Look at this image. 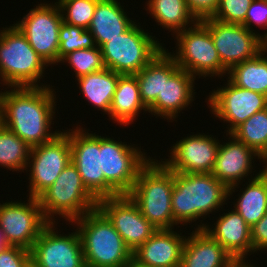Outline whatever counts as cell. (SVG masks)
<instances>
[{
    "label": "cell",
    "mask_w": 267,
    "mask_h": 267,
    "mask_svg": "<svg viewBox=\"0 0 267 267\" xmlns=\"http://www.w3.org/2000/svg\"><path fill=\"white\" fill-rule=\"evenodd\" d=\"M63 22L88 29L99 0H56Z\"/></svg>",
    "instance_id": "obj_34"
},
{
    "label": "cell",
    "mask_w": 267,
    "mask_h": 267,
    "mask_svg": "<svg viewBox=\"0 0 267 267\" xmlns=\"http://www.w3.org/2000/svg\"><path fill=\"white\" fill-rule=\"evenodd\" d=\"M142 103L149 109L163 88V49L138 73L135 74Z\"/></svg>",
    "instance_id": "obj_32"
},
{
    "label": "cell",
    "mask_w": 267,
    "mask_h": 267,
    "mask_svg": "<svg viewBox=\"0 0 267 267\" xmlns=\"http://www.w3.org/2000/svg\"><path fill=\"white\" fill-rule=\"evenodd\" d=\"M252 254L267 251V213L251 228Z\"/></svg>",
    "instance_id": "obj_39"
},
{
    "label": "cell",
    "mask_w": 267,
    "mask_h": 267,
    "mask_svg": "<svg viewBox=\"0 0 267 267\" xmlns=\"http://www.w3.org/2000/svg\"><path fill=\"white\" fill-rule=\"evenodd\" d=\"M262 51L267 55V35L263 37V48Z\"/></svg>",
    "instance_id": "obj_44"
},
{
    "label": "cell",
    "mask_w": 267,
    "mask_h": 267,
    "mask_svg": "<svg viewBox=\"0 0 267 267\" xmlns=\"http://www.w3.org/2000/svg\"><path fill=\"white\" fill-rule=\"evenodd\" d=\"M254 25L265 29L264 33H266H262L263 37L267 35V0H253L248 8L243 26L258 33L257 30L252 29Z\"/></svg>",
    "instance_id": "obj_37"
},
{
    "label": "cell",
    "mask_w": 267,
    "mask_h": 267,
    "mask_svg": "<svg viewBox=\"0 0 267 267\" xmlns=\"http://www.w3.org/2000/svg\"><path fill=\"white\" fill-rule=\"evenodd\" d=\"M213 136L200 132L186 136L170 147L169 158L161 162L173 172L211 173L221 142Z\"/></svg>",
    "instance_id": "obj_19"
},
{
    "label": "cell",
    "mask_w": 267,
    "mask_h": 267,
    "mask_svg": "<svg viewBox=\"0 0 267 267\" xmlns=\"http://www.w3.org/2000/svg\"><path fill=\"white\" fill-rule=\"evenodd\" d=\"M174 172L160 160L151 158L139 171L131 191L127 194L142 215L157 229H174L171 207Z\"/></svg>",
    "instance_id": "obj_4"
},
{
    "label": "cell",
    "mask_w": 267,
    "mask_h": 267,
    "mask_svg": "<svg viewBox=\"0 0 267 267\" xmlns=\"http://www.w3.org/2000/svg\"><path fill=\"white\" fill-rule=\"evenodd\" d=\"M55 224L50 222L42 230L30 250L31 257L41 267H86L78 230L59 234Z\"/></svg>",
    "instance_id": "obj_17"
},
{
    "label": "cell",
    "mask_w": 267,
    "mask_h": 267,
    "mask_svg": "<svg viewBox=\"0 0 267 267\" xmlns=\"http://www.w3.org/2000/svg\"><path fill=\"white\" fill-rule=\"evenodd\" d=\"M221 215L219 214L213 224L215 227L207 223L202 224L201 220L195 229L207 232L235 260H246L247 255L252 254L251 228L234 209Z\"/></svg>",
    "instance_id": "obj_22"
},
{
    "label": "cell",
    "mask_w": 267,
    "mask_h": 267,
    "mask_svg": "<svg viewBox=\"0 0 267 267\" xmlns=\"http://www.w3.org/2000/svg\"><path fill=\"white\" fill-rule=\"evenodd\" d=\"M70 225L76 227L80 235L86 267L132 266L133 252L98 208Z\"/></svg>",
    "instance_id": "obj_3"
},
{
    "label": "cell",
    "mask_w": 267,
    "mask_h": 267,
    "mask_svg": "<svg viewBox=\"0 0 267 267\" xmlns=\"http://www.w3.org/2000/svg\"><path fill=\"white\" fill-rule=\"evenodd\" d=\"M222 87L212 90L206 98L209 111L221 119L223 123H228L226 136L231 134L239 125L244 123L256 112L267 108V96L250 91L232 84L227 80Z\"/></svg>",
    "instance_id": "obj_16"
},
{
    "label": "cell",
    "mask_w": 267,
    "mask_h": 267,
    "mask_svg": "<svg viewBox=\"0 0 267 267\" xmlns=\"http://www.w3.org/2000/svg\"><path fill=\"white\" fill-rule=\"evenodd\" d=\"M24 267H41V265L37 261H35L32 257H30L26 261Z\"/></svg>",
    "instance_id": "obj_43"
},
{
    "label": "cell",
    "mask_w": 267,
    "mask_h": 267,
    "mask_svg": "<svg viewBox=\"0 0 267 267\" xmlns=\"http://www.w3.org/2000/svg\"><path fill=\"white\" fill-rule=\"evenodd\" d=\"M176 41V52L169 54L179 68L187 71L195 78L221 77L228 71L223 67L214 46L210 31L198 21L194 26L173 35Z\"/></svg>",
    "instance_id": "obj_8"
},
{
    "label": "cell",
    "mask_w": 267,
    "mask_h": 267,
    "mask_svg": "<svg viewBox=\"0 0 267 267\" xmlns=\"http://www.w3.org/2000/svg\"><path fill=\"white\" fill-rule=\"evenodd\" d=\"M30 257V250L9 245L0 253V267H24Z\"/></svg>",
    "instance_id": "obj_38"
},
{
    "label": "cell",
    "mask_w": 267,
    "mask_h": 267,
    "mask_svg": "<svg viewBox=\"0 0 267 267\" xmlns=\"http://www.w3.org/2000/svg\"><path fill=\"white\" fill-rule=\"evenodd\" d=\"M48 66L14 24L0 30L1 85L3 83L9 89L50 86L40 84V79L44 78L43 74Z\"/></svg>",
    "instance_id": "obj_5"
},
{
    "label": "cell",
    "mask_w": 267,
    "mask_h": 267,
    "mask_svg": "<svg viewBox=\"0 0 267 267\" xmlns=\"http://www.w3.org/2000/svg\"><path fill=\"white\" fill-rule=\"evenodd\" d=\"M63 23L57 2L40 3L14 25L30 46L50 66L58 65L59 30Z\"/></svg>",
    "instance_id": "obj_9"
},
{
    "label": "cell",
    "mask_w": 267,
    "mask_h": 267,
    "mask_svg": "<svg viewBox=\"0 0 267 267\" xmlns=\"http://www.w3.org/2000/svg\"><path fill=\"white\" fill-rule=\"evenodd\" d=\"M59 42L58 63L75 50L97 47L95 39L88 29L64 22L59 30Z\"/></svg>",
    "instance_id": "obj_33"
},
{
    "label": "cell",
    "mask_w": 267,
    "mask_h": 267,
    "mask_svg": "<svg viewBox=\"0 0 267 267\" xmlns=\"http://www.w3.org/2000/svg\"><path fill=\"white\" fill-rule=\"evenodd\" d=\"M262 163L265 164L262 167H264V169H267V153L262 157Z\"/></svg>",
    "instance_id": "obj_45"
},
{
    "label": "cell",
    "mask_w": 267,
    "mask_h": 267,
    "mask_svg": "<svg viewBox=\"0 0 267 267\" xmlns=\"http://www.w3.org/2000/svg\"><path fill=\"white\" fill-rule=\"evenodd\" d=\"M226 76L235 86L267 96V55L262 51L253 59L238 63Z\"/></svg>",
    "instance_id": "obj_29"
},
{
    "label": "cell",
    "mask_w": 267,
    "mask_h": 267,
    "mask_svg": "<svg viewBox=\"0 0 267 267\" xmlns=\"http://www.w3.org/2000/svg\"><path fill=\"white\" fill-rule=\"evenodd\" d=\"M121 4L118 0L98 1L88 28L98 47L123 34L135 23Z\"/></svg>",
    "instance_id": "obj_24"
},
{
    "label": "cell",
    "mask_w": 267,
    "mask_h": 267,
    "mask_svg": "<svg viewBox=\"0 0 267 267\" xmlns=\"http://www.w3.org/2000/svg\"><path fill=\"white\" fill-rule=\"evenodd\" d=\"M6 246H9L4 237L3 231L0 229V253L4 250Z\"/></svg>",
    "instance_id": "obj_42"
},
{
    "label": "cell",
    "mask_w": 267,
    "mask_h": 267,
    "mask_svg": "<svg viewBox=\"0 0 267 267\" xmlns=\"http://www.w3.org/2000/svg\"><path fill=\"white\" fill-rule=\"evenodd\" d=\"M231 134L263 157L267 153V108L253 114Z\"/></svg>",
    "instance_id": "obj_31"
},
{
    "label": "cell",
    "mask_w": 267,
    "mask_h": 267,
    "mask_svg": "<svg viewBox=\"0 0 267 267\" xmlns=\"http://www.w3.org/2000/svg\"><path fill=\"white\" fill-rule=\"evenodd\" d=\"M71 161L69 129L63 130L53 140L31 147L28 166L29 196L38 198L58 178ZM29 167V168H28Z\"/></svg>",
    "instance_id": "obj_12"
},
{
    "label": "cell",
    "mask_w": 267,
    "mask_h": 267,
    "mask_svg": "<svg viewBox=\"0 0 267 267\" xmlns=\"http://www.w3.org/2000/svg\"><path fill=\"white\" fill-rule=\"evenodd\" d=\"M140 25L135 22L126 32L100 47L107 69L121 75H135L165 47Z\"/></svg>",
    "instance_id": "obj_7"
},
{
    "label": "cell",
    "mask_w": 267,
    "mask_h": 267,
    "mask_svg": "<svg viewBox=\"0 0 267 267\" xmlns=\"http://www.w3.org/2000/svg\"><path fill=\"white\" fill-rule=\"evenodd\" d=\"M134 145L101 136V169L105 180L120 195H127L131 191L139 171L152 158L141 151V146Z\"/></svg>",
    "instance_id": "obj_10"
},
{
    "label": "cell",
    "mask_w": 267,
    "mask_h": 267,
    "mask_svg": "<svg viewBox=\"0 0 267 267\" xmlns=\"http://www.w3.org/2000/svg\"><path fill=\"white\" fill-rule=\"evenodd\" d=\"M185 234L159 229L133 252L131 267H180Z\"/></svg>",
    "instance_id": "obj_21"
},
{
    "label": "cell",
    "mask_w": 267,
    "mask_h": 267,
    "mask_svg": "<svg viewBox=\"0 0 267 267\" xmlns=\"http://www.w3.org/2000/svg\"><path fill=\"white\" fill-rule=\"evenodd\" d=\"M195 77L179 68L166 47L163 48V88L156 102L148 112L156 117L167 119L168 122L178 118V114L195 100Z\"/></svg>",
    "instance_id": "obj_15"
},
{
    "label": "cell",
    "mask_w": 267,
    "mask_h": 267,
    "mask_svg": "<svg viewBox=\"0 0 267 267\" xmlns=\"http://www.w3.org/2000/svg\"><path fill=\"white\" fill-rule=\"evenodd\" d=\"M142 110L144 113L148 112L140 98L136 75H120L111 102L109 120L112 119L120 125H130L140 116Z\"/></svg>",
    "instance_id": "obj_25"
},
{
    "label": "cell",
    "mask_w": 267,
    "mask_h": 267,
    "mask_svg": "<svg viewBox=\"0 0 267 267\" xmlns=\"http://www.w3.org/2000/svg\"><path fill=\"white\" fill-rule=\"evenodd\" d=\"M227 201L228 188L212 173L174 172L171 207L178 225H190L200 217L206 218L222 210Z\"/></svg>",
    "instance_id": "obj_2"
},
{
    "label": "cell",
    "mask_w": 267,
    "mask_h": 267,
    "mask_svg": "<svg viewBox=\"0 0 267 267\" xmlns=\"http://www.w3.org/2000/svg\"><path fill=\"white\" fill-rule=\"evenodd\" d=\"M189 10L198 20L211 17L218 7L219 0H186Z\"/></svg>",
    "instance_id": "obj_40"
},
{
    "label": "cell",
    "mask_w": 267,
    "mask_h": 267,
    "mask_svg": "<svg viewBox=\"0 0 267 267\" xmlns=\"http://www.w3.org/2000/svg\"><path fill=\"white\" fill-rule=\"evenodd\" d=\"M251 174L246 186L234 201V210L252 228L267 213V169ZM249 183V184H248Z\"/></svg>",
    "instance_id": "obj_26"
},
{
    "label": "cell",
    "mask_w": 267,
    "mask_h": 267,
    "mask_svg": "<svg viewBox=\"0 0 267 267\" xmlns=\"http://www.w3.org/2000/svg\"><path fill=\"white\" fill-rule=\"evenodd\" d=\"M228 135L229 142H222L218 147L211 173L228 188V199H230L233 192L242 184L241 181L245 182L247 178L249 180L248 176L253 173L255 167L254 159H258L261 164L262 157L232 134Z\"/></svg>",
    "instance_id": "obj_20"
},
{
    "label": "cell",
    "mask_w": 267,
    "mask_h": 267,
    "mask_svg": "<svg viewBox=\"0 0 267 267\" xmlns=\"http://www.w3.org/2000/svg\"><path fill=\"white\" fill-rule=\"evenodd\" d=\"M250 260H235L229 267H256V264H250Z\"/></svg>",
    "instance_id": "obj_41"
},
{
    "label": "cell",
    "mask_w": 267,
    "mask_h": 267,
    "mask_svg": "<svg viewBox=\"0 0 267 267\" xmlns=\"http://www.w3.org/2000/svg\"><path fill=\"white\" fill-rule=\"evenodd\" d=\"M68 63L75 73V77L100 71L105 68L100 47L75 50L66 55L60 63Z\"/></svg>",
    "instance_id": "obj_35"
},
{
    "label": "cell",
    "mask_w": 267,
    "mask_h": 267,
    "mask_svg": "<svg viewBox=\"0 0 267 267\" xmlns=\"http://www.w3.org/2000/svg\"><path fill=\"white\" fill-rule=\"evenodd\" d=\"M78 126L75 129L69 128L71 162L79 171L85 187L98 200L119 196L120 194L105 180L101 169V135L90 133L89 129Z\"/></svg>",
    "instance_id": "obj_11"
},
{
    "label": "cell",
    "mask_w": 267,
    "mask_h": 267,
    "mask_svg": "<svg viewBox=\"0 0 267 267\" xmlns=\"http://www.w3.org/2000/svg\"><path fill=\"white\" fill-rule=\"evenodd\" d=\"M146 2L145 10L149 11L147 13L155 19L158 26L172 32L171 35L188 29L199 21L189 10L186 0H146Z\"/></svg>",
    "instance_id": "obj_28"
},
{
    "label": "cell",
    "mask_w": 267,
    "mask_h": 267,
    "mask_svg": "<svg viewBox=\"0 0 267 267\" xmlns=\"http://www.w3.org/2000/svg\"><path fill=\"white\" fill-rule=\"evenodd\" d=\"M0 203V229L10 246L31 250L42 230L50 223L42 212L38 198Z\"/></svg>",
    "instance_id": "obj_14"
},
{
    "label": "cell",
    "mask_w": 267,
    "mask_h": 267,
    "mask_svg": "<svg viewBox=\"0 0 267 267\" xmlns=\"http://www.w3.org/2000/svg\"><path fill=\"white\" fill-rule=\"evenodd\" d=\"M252 2L253 0H219L211 18L227 24L243 25Z\"/></svg>",
    "instance_id": "obj_36"
},
{
    "label": "cell",
    "mask_w": 267,
    "mask_h": 267,
    "mask_svg": "<svg viewBox=\"0 0 267 267\" xmlns=\"http://www.w3.org/2000/svg\"><path fill=\"white\" fill-rule=\"evenodd\" d=\"M209 31L223 67L253 59L263 48V35L239 24H227L211 17L199 20Z\"/></svg>",
    "instance_id": "obj_13"
},
{
    "label": "cell",
    "mask_w": 267,
    "mask_h": 267,
    "mask_svg": "<svg viewBox=\"0 0 267 267\" xmlns=\"http://www.w3.org/2000/svg\"><path fill=\"white\" fill-rule=\"evenodd\" d=\"M49 222L64 218L69 224L97 208L98 199L85 187L76 166L70 161L55 182L38 197ZM56 220V221H55Z\"/></svg>",
    "instance_id": "obj_6"
},
{
    "label": "cell",
    "mask_w": 267,
    "mask_h": 267,
    "mask_svg": "<svg viewBox=\"0 0 267 267\" xmlns=\"http://www.w3.org/2000/svg\"><path fill=\"white\" fill-rule=\"evenodd\" d=\"M3 126V121H2V111L0 107V128Z\"/></svg>",
    "instance_id": "obj_46"
},
{
    "label": "cell",
    "mask_w": 267,
    "mask_h": 267,
    "mask_svg": "<svg viewBox=\"0 0 267 267\" xmlns=\"http://www.w3.org/2000/svg\"><path fill=\"white\" fill-rule=\"evenodd\" d=\"M97 208L112 223L132 252L157 231L128 195L101 198Z\"/></svg>",
    "instance_id": "obj_18"
},
{
    "label": "cell",
    "mask_w": 267,
    "mask_h": 267,
    "mask_svg": "<svg viewBox=\"0 0 267 267\" xmlns=\"http://www.w3.org/2000/svg\"><path fill=\"white\" fill-rule=\"evenodd\" d=\"M182 251L180 267H229L235 259L203 229L192 230Z\"/></svg>",
    "instance_id": "obj_23"
},
{
    "label": "cell",
    "mask_w": 267,
    "mask_h": 267,
    "mask_svg": "<svg viewBox=\"0 0 267 267\" xmlns=\"http://www.w3.org/2000/svg\"><path fill=\"white\" fill-rule=\"evenodd\" d=\"M106 67L100 71L78 77L79 90L85 99L97 110L109 115L111 102L116 91L119 76Z\"/></svg>",
    "instance_id": "obj_27"
},
{
    "label": "cell",
    "mask_w": 267,
    "mask_h": 267,
    "mask_svg": "<svg viewBox=\"0 0 267 267\" xmlns=\"http://www.w3.org/2000/svg\"><path fill=\"white\" fill-rule=\"evenodd\" d=\"M54 86L12 87L0 91L3 126L30 147L53 140L61 130H51L56 109Z\"/></svg>",
    "instance_id": "obj_1"
},
{
    "label": "cell",
    "mask_w": 267,
    "mask_h": 267,
    "mask_svg": "<svg viewBox=\"0 0 267 267\" xmlns=\"http://www.w3.org/2000/svg\"><path fill=\"white\" fill-rule=\"evenodd\" d=\"M31 147L8 128H0V166L12 172H24Z\"/></svg>",
    "instance_id": "obj_30"
}]
</instances>
